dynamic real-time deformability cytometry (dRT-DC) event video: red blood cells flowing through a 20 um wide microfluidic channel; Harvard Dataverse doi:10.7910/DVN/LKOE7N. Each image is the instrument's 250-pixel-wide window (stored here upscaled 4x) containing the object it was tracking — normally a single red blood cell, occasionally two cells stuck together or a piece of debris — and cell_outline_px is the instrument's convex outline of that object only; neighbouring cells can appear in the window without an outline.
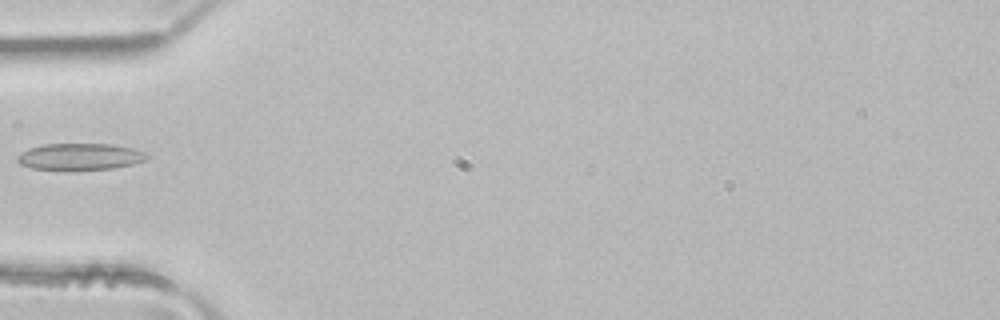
{"species": "common noctule bat (a hibernating species)", "species_latin": "Nyctalus noctula", "temperature_condition": "room temperature", "stored_images_in_passage": 3, "camera_frame_rate_fps": 3000, "um_per_image_px": 0.085, "animal": {"sex": "male", "body_mass_g": 21.5, "forearm_length_mm": 52.0}, "frame": {"image": 1, "passage_image": 3, "time_ms": 0.667, "image_size_px": [1000, 320], "cell_outline_px": [[148, 156], [144, 160], [132, 164], [112, 168], [32, 168], [20, 164], [16, 160], [16, 156], [20, 152], [28, 148], [44, 144], [112, 144], [132, 148], [148, 152]], "centroid_in_image_um": [6.78, 13.28], "position_along_channel_um": 78.2, "area_um2": 19.59}}